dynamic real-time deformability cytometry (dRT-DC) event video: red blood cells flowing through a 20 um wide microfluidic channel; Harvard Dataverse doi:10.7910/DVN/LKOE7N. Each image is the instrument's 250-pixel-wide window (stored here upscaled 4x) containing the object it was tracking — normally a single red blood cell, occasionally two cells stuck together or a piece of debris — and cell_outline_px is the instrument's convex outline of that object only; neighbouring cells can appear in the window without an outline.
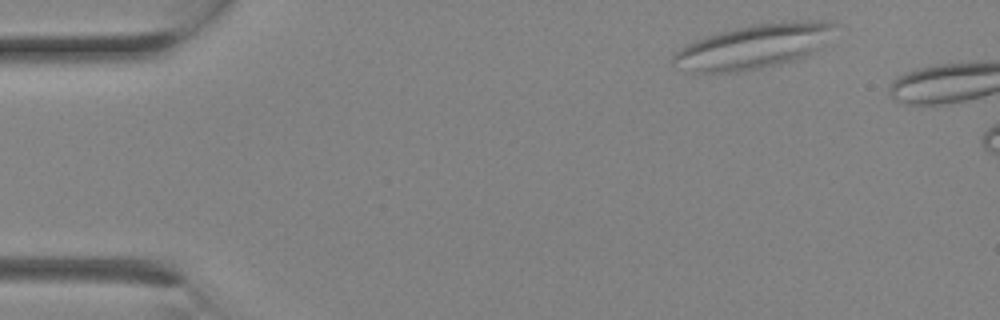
{"species": "Egyptian fruit bat (a non-hibernating species)", "species_latin": "Rousettus aegyptiacus", "temperature_condition": "room temperature", "stored_images_in_passage": 12, "camera_frame_rate_fps": 3000, "um_per_image_px": 0.085, "animal": {"sex": "female"}, "frame": {"image": 1, "passage_image": 1, "time_ms": 0.0, "image_size_px": [1000, 320], "cell_outline_px": [[840, 24], [820, 48], [804, 56], [780, 64], [760, 68], [736, 72], [688, 72], [672, 60], [672, 56], [680, 48], [696, 40], [720, 32], [736, 28], [756, 24], [800, 20], [824, 20]], "centroid_in_image_um": [64.12, 3.93], "position_along_channel_um": 20.9, "area_um2": 41.33}}
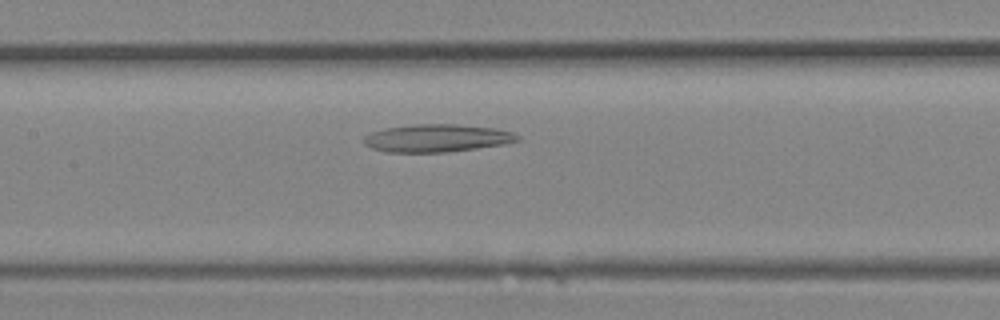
{"frame": {"image": 2, "passage_image": 10, "time_ms": 3.0, "image_size_px": [1000, 320], "cell_outline_px": [[520, 140], [504, 144], [448, 152], [388, 152], [372, 148], [364, 144], [364, 136], [372, 132], [384, 128], [416, 124], [456, 124], [496, 128], [512, 132], [520, 136]], "centroid_in_image_um": [37.15, 11.73], "position_along_channel_um": 170.2, "area_um2": 24.8}}
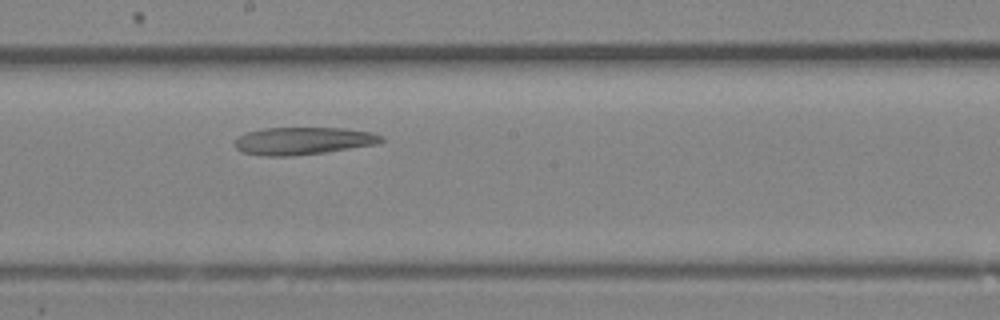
{"frame": {"image": 3, "passage_image": 12, "time_ms": 3.667, "image_size_px": [1000, 320], "cell_outline_px": [[384, 140], [376, 144], [324, 152], [292, 156], [268, 156], [240, 152], [236, 148], [236, 140], [240, 136], [248, 132], [264, 128], [344, 128], [372, 132], [384, 136]], "centroid_in_image_um": [25.79, 11.97], "position_along_channel_um": 222.4, "area_um2": 23.29}}